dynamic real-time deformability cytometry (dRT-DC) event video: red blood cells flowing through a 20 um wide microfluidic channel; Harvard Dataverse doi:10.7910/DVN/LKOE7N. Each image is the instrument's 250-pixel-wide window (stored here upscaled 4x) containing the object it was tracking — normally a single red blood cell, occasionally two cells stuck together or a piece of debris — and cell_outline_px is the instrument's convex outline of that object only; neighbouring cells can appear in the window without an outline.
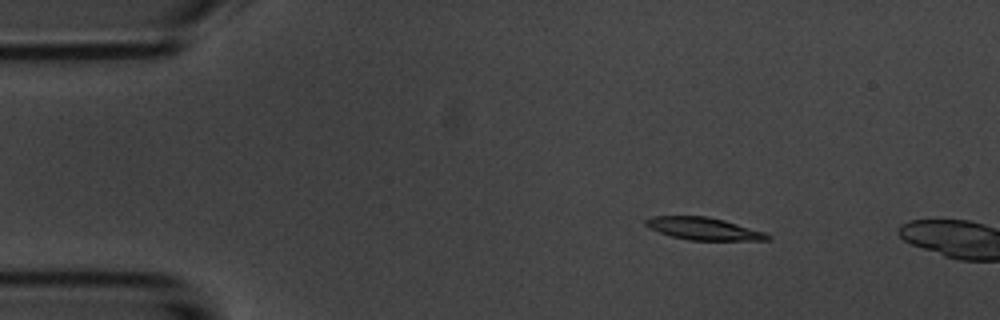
{"species": "common noctule bat (a hibernating species)", "species_latin": "Nyctalus noctula", "temperature_condition": "room temperature", "stored_images_in_passage": 11, "camera_frame_rate_fps": 3000, "um_per_image_px": 0.085, "animal": {"sex": "male", "body_mass_g": 20.1, "forearm_length_mm": 53.5}, "frame": {"image": 1, "passage_image": 8, "time_ms": 2.333, "image_size_px": [1000, 320], "cell_outline_px": [[772, 236], [768, 240], [688, 240], [672, 236], [648, 228], [644, 224], [644, 220], [652, 216], [708, 216], [724, 220], [764, 232]], "centroid_in_image_um": [59.77, 19.43], "position_along_channel_um": 25.2, "area_um2": 15.84}}